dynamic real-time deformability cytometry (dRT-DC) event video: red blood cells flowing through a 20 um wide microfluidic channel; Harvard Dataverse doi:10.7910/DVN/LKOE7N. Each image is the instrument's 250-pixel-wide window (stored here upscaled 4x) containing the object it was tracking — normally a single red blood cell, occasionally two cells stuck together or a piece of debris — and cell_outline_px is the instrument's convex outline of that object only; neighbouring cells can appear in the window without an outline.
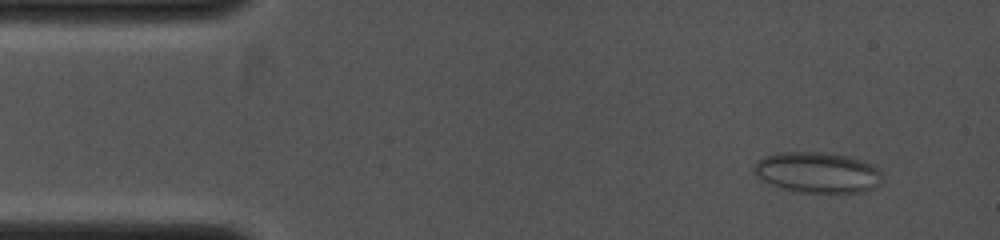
{"species": "common noctule bat (a hibernating species)", "species_latin": "Nyctalus noctula", "temperature_condition": "cold", "stored_images_in_passage": 15, "camera_frame_rate_fps": 4000, "um_per_image_px": 0.085, "animal": {"sex": "female", "body_mass_g": 19.0, "forearm_length_mm": 53.3}, "frame": {"image": 1, "passage_image": 2, "time_ms": 0.5, "image_size_px": [1000, 240], "cell_outline_px": [[884, 180], [876, 188], [860, 192], [800, 192], [780, 188], [760, 180], [752, 168], [764, 156], [780, 152], [820, 152], [848, 156], [876, 164]], "centroid_in_image_um": [69.53, 14.66], "position_along_channel_um": 15.5, "area_um2": 30.69}}
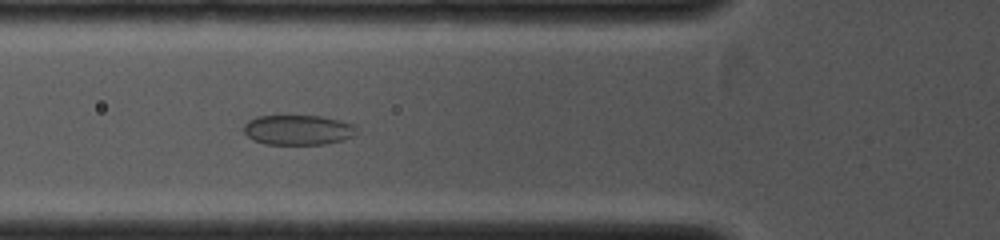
{"frame": {"image": 2, "passage_image": 10, "time_ms": 3.75, "image_size_px": [1000, 240], "cell_outline_px": [[356, 136], [344, 140], [324, 144], [264, 144], [252, 140], [244, 132], [244, 124], [248, 120], [256, 116], [320, 116], [340, 120], [356, 124]], "centroid_in_image_um": [25.36, 11.04], "position_along_channel_um": 100.4, "area_um2": 19.94}}
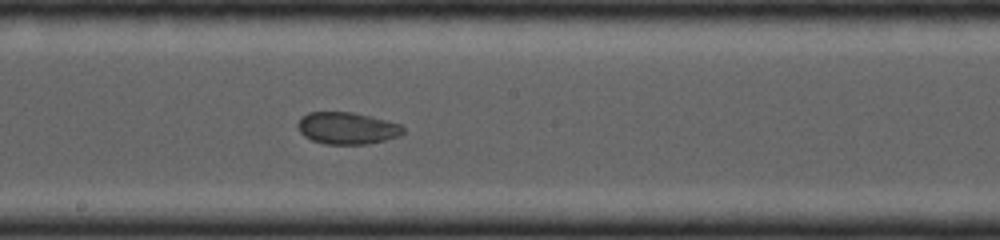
{"frame": {"image": 3, "passage_image": 15, "time_ms": 6.0, "image_size_px": [1000, 240], "cell_outline_px": [[404, 132], [396, 136], [384, 140], [368, 144], [324, 144], [312, 140], [304, 136], [300, 132], [296, 124], [300, 116], [308, 112], [352, 112], [388, 120], [400, 124], [404, 128]], "centroid_in_image_um": [29.46, 10.88], "position_along_channel_um": 218.7, "area_um2": 19.71}}